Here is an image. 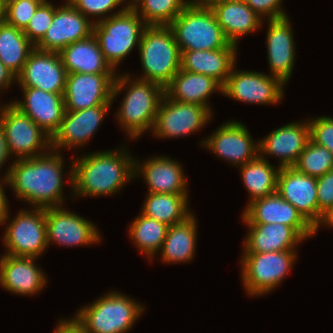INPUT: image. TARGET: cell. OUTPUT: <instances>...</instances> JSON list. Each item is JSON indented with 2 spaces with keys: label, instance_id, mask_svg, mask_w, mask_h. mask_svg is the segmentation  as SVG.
I'll use <instances>...</instances> for the list:
<instances>
[{
  "label": "cell",
  "instance_id": "obj_9",
  "mask_svg": "<svg viewBox=\"0 0 333 333\" xmlns=\"http://www.w3.org/2000/svg\"><path fill=\"white\" fill-rule=\"evenodd\" d=\"M0 126L9 154L15 159L41 156L51 150V137L11 102L0 106Z\"/></svg>",
  "mask_w": 333,
  "mask_h": 333
},
{
  "label": "cell",
  "instance_id": "obj_39",
  "mask_svg": "<svg viewBox=\"0 0 333 333\" xmlns=\"http://www.w3.org/2000/svg\"><path fill=\"white\" fill-rule=\"evenodd\" d=\"M56 7L45 0L35 11L28 25L23 30L28 40L35 46L50 27Z\"/></svg>",
  "mask_w": 333,
  "mask_h": 333
},
{
  "label": "cell",
  "instance_id": "obj_43",
  "mask_svg": "<svg viewBox=\"0 0 333 333\" xmlns=\"http://www.w3.org/2000/svg\"><path fill=\"white\" fill-rule=\"evenodd\" d=\"M317 199L319 204V222L323 213L333 205V170L316 178Z\"/></svg>",
  "mask_w": 333,
  "mask_h": 333
},
{
  "label": "cell",
  "instance_id": "obj_5",
  "mask_svg": "<svg viewBox=\"0 0 333 333\" xmlns=\"http://www.w3.org/2000/svg\"><path fill=\"white\" fill-rule=\"evenodd\" d=\"M144 309L142 303L111 291L79 309L73 318L86 333H127Z\"/></svg>",
  "mask_w": 333,
  "mask_h": 333
},
{
  "label": "cell",
  "instance_id": "obj_24",
  "mask_svg": "<svg viewBox=\"0 0 333 333\" xmlns=\"http://www.w3.org/2000/svg\"><path fill=\"white\" fill-rule=\"evenodd\" d=\"M36 259L3 254L0 258L1 288L26 296L42 290L47 284V279L42 269L36 266Z\"/></svg>",
  "mask_w": 333,
  "mask_h": 333
},
{
  "label": "cell",
  "instance_id": "obj_32",
  "mask_svg": "<svg viewBox=\"0 0 333 333\" xmlns=\"http://www.w3.org/2000/svg\"><path fill=\"white\" fill-rule=\"evenodd\" d=\"M188 194L148 193L141 213L172 226L185 221L193 213L188 209Z\"/></svg>",
  "mask_w": 333,
  "mask_h": 333
},
{
  "label": "cell",
  "instance_id": "obj_35",
  "mask_svg": "<svg viewBox=\"0 0 333 333\" xmlns=\"http://www.w3.org/2000/svg\"><path fill=\"white\" fill-rule=\"evenodd\" d=\"M130 224L129 236L133 243L143 255L153 259L161 250L169 226L142 213Z\"/></svg>",
  "mask_w": 333,
  "mask_h": 333
},
{
  "label": "cell",
  "instance_id": "obj_30",
  "mask_svg": "<svg viewBox=\"0 0 333 333\" xmlns=\"http://www.w3.org/2000/svg\"><path fill=\"white\" fill-rule=\"evenodd\" d=\"M223 94V86L210 76L193 73L180 69L172 81L165 87V94L172 100L197 104L212 108L208 105L213 92Z\"/></svg>",
  "mask_w": 333,
  "mask_h": 333
},
{
  "label": "cell",
  "instance_id": "obj_20",
  "mask_svg": "<svg viewBox=\"0 0 333 333\" xmlns=\"http://www.w3.org/2000/svg\"><path fill=\"white\" fill-rule=\"evenodd\" d=\"M111 105L65 111L58 131L51 138V149L80 148L95 134ZM107 113V114H106Z\"/></svg>",
  "mask_w": 333,
  "mask_h": 333
},
{
  "label": "cell",
  "instance_id": "obj_4",
  "mask_svg": "<svg viewBox=\"0 0 333 333\" xmlns=\"http://www.w3.org/2000/svg\"><path fill=\"white\" fill-rule=\"evenodd\" d=\"M143 75L164 88L181 69V52L168 25H147L138 47Z\"/></svg>",
  "mask_w": 333,
  "mask_h": 333
},
{
  "label": "cell",
  "instance_id": "obj_51",
  "mask_svg": "<svg viewBox=\"0 0 333 333\" xmlns=\"http://www.w3.org/2000/svg\"><path fill=\"white\" fill-rule=\"evenodd\" d=\"M11 1H13V0H1V2H2L4 5H6L7 3L11 2Z\"/></svg>",
  "mask_w": 333,
  "mask_h": 333
},
{
  "label": "cell",
  "instance_id": "obj_17",
  "mask_svg": "<svg viewBox=\"0 0 333 333\" xmlns=\"http://www.w3.org/2000/svg\"><path fill=\"white\" fill-rule=\"evenodd\" d=\"M58 7L55 9L50 27L35 48L60 52L69 44L86 39L93 34L94 21H90L91 19L85 17L67 0L65 4Z\"/></svg>",
  "mask_w": 333,
  "mask_h": 333
},
{
  "label": "cell",
  "instance_id": "obj_12",
  "mask_svg": "<svg viewBox=\"0 0 333 333\" xmlns=\"http://www.w3.org/2000/svg\"><path fill=\"white\" fill-rule=\"evenodd\" d=\"M231 69L226 84L223 86V94L240 102L253 104H278L284 97V84L271 75Z\"/></svg>",
  "mask_w": 333,
  "mask_h": 333
},
{
  "label": "cell",
  "instance_id": "obj_41",
  "mask_svg": "<svg viewBox=\"0 0 333 333\" xmlns=\"http://www.w3.org/2000/svg\"><path fill=\"white\" fill-rule=\"evenodd\" d=\"M310 139L333 152V117L320 116L309 119Z\"/></svg>",
  "mask_w": 333,
  "mask_h": 333
},
{
  "label": "cell",
  "instance_id": "obj_34",
  "mask_svg": "<svg viewBox=\"0 0 333 333\" xmlns=\"http://www.w3.org/2000/svg\"><path fill=\"white\" fill-rule=\"evenodd\" d=\"M239 168L243 184L250 194L249 203L277 192L280 168H275L267 159L258 155Z\"/></svg>",
  "mask_w": 333,
  "mask_h": 333
},
{
  "label": "cell",
  "instance_id": "obj_18",
  "mask_svg": "<svg viewBox=\"0 0 333 333\" xmlns=\"http://www.w3.org/2000/svg\"><path fill=\"white\" fill-rule=\"evenodd\" d=\"M242 219L245 224L280 223L291 226L304 240L315 235V229L298 210L277 192L247 203Z\"/></svg>",
  "mask_w": 333,
  "mask_h": 333
},
{
  "label": "cell",
  "instance_id": "obj_44",
  "mask_svg": "<svg viewBox=\"0 0 333 333\" xmlns=\"http://www.w3.org/2000/svg\"><path fill=\"white\" fill-rule=\"evenodd\" d=\"M54 333H86L85 329L74 318L61 319Z\"/></svg>",
  "mask_w": 333,
  "mask_h": 333
},
{
  "label": "cell",
  "instance_id": "obj_11",
  "mask_svg": "<svg viewBox=\"0 0 333 333\" xmlns=\"http://www.w3.org/2000/svg\"><path fill=\"white\" fill-rule=\"evenodd\" d=\"M212 113L205 106L172 100L165 94L151 132L162 139L188 136L208 124Z\"/></svg>",
  "mask_w": 333,
  "mask_h": 333
},
{
  "label": "cell",
  "instance_id": "obj_47",
  "mask_svg": "<svg viewBox=\"0 0 333 333\" xmlns=\"http://www.w3.org/2000/svg\"><path fill=\"white\" fill-rule=\"evenodd\" d=\"M6 138L4 136L3 129L0 126V169L4 165V163L7 161L8 158H10Z\"/></svg>",
  "mask_w": 333,
  "mask_h": 333
},
{
  "label": "cell",
  "instance_id": "obj_38",
  "mask_svg": "<svg viewBox=\"0 0 333 333\" xmlns=\"http://www.w3.org/2000/svg\"><path fill=\"white\" fill-rule=\"evenodd\" d=\"M45 0H13L5 5L4 21L24 30L37 8Z\"/></svg>",
  "mask_w": 333,
  "mask_h": 333
},
{
  "label": "cell",
  "instance_id": "obj_26",
  "mask_svg": "<svg viewBox=\"0 0 333 333\" xmlns=\"http://www.w3.org/2000/svg\"><path fill=\"white\" fill-rule=\"evenodd\" d=\"M237 45L216 50H190L181 52V69L210 76L222 86L227 82L231 69L236 64Z\"/></svg>",
  "mask_w": 333,
  "mask_h": 333
},
{
  "label": "cell",
  "instance_id": "obj_50",
  "mask_svg": "<svg viewBox=\"0 0 333 333\" xmlns=\"http://www.w3.org/2000/svg\"><path fill=\"white\" fill-rule=\"evenodd\" d=\"M5 5L0 0V23L4 21Z\"/></svg>",
  "mask_w": 333,
  "mask_h": 333
},
{
  "label": "cell",
  "instance_id": "obj_46",
  "mask_svg": "<svg viewBox=\"0 0 333 333\" xmlns=\"http://www.w3.org/2000/svg\"><path fill=\"white\" fill-rule=\"evenodd\" d=\"M14 81L16 82V76L0 62V91L12 86Z\"/></svg>",
  "mask_w": 333,
  "mask_h": 333
},
{
  "label": "cell",
  "instance_id": "obj_45",
  "mask_svg": "<svg viewBox=\"0 0 333 333\" xmlns=\"http://www.w3.org/2000/svg\"><path fill=\"white\" fill-rule=\"evenodd\" d=\"M3 181H2V180ZM0 179V225H3L7 219H9V205H8V200L7 196L5 195V190L4 186L8 184L7 178L3 177ZM5 184V185H3ZM3 223V224H2Z\"/></svg>",
  "mask_w": 333,
  "mask_h": 333
},
{
  "label": "cell",
  "instance_id": "obj_14",
  "mask_svg": "<svg viewBox=\"0 0 333 333\" xmlns=\"http://www.w3.org/2000/svg\"><path fill=\"white\" fill-rule=\"evenodd\" d=\"M117 74H67L64 92L66 111H77L99 105H112Z\"/></svg>",
  "mask_w": 333,
  "mask_h": 333
},
{
  "label": "cell",
  "instance_id": "obj_3",
  "mask_svg": "<svg viewBox=\"0 0 333 333\" xmlns=\"http://www.w3.org/2000/svg\"><path fill=\"white\" fill-rule=\"evenodd\" d=\"M125 88L126 94L118 107L119 110L116 111V120L127 136L129 135L128 138L138 139L143 133L152 130L157 111L165 95V88L155 82L137 78L132 80L130 75L117 74L112 100H115Z\"/></svg>",
  "mask_w": 333,
  "mask_h": 333
},
{
  "label": "cell",
  "instance_id": "obj_29",
  "mask_svg": "<svg viewBox=\"0 0 333 333\" xmlns=\"http://www.w3.org/2000/svg\"><path fill=\"white\" fill-rule=\"evenodd\" d=\"M59 54L67 74H117L105 59L93 34L86 39L69 44Z\"/></svg>",
  "mask_w": 333,
  "mask_h": 333
},
{
  "label": "cell",
  "instance_id": "obj_36",
  "mask_svg": "<svg viewBox=\"0 0 333 333\" xmlns=\"http://www.w3.org/2000/svg\"><path fill=\"white\" fill-rule=\"evenodd\" d=\"M187 5V0H132L130 2V6L146 25H169Z\"/></svg>",
  "mask_w": 333,
  "mask_h": 333
},
{
  "label": "cell",
  "instance_id": "obj_2",
  "mask_svg": "<svg viewBox=\"0 0 333 333\" xmlns=\"http://www.w3.org/2000/svg\"><path fill=\"white\" fill-rule=\"evenodd\" d=\"M70 164L68 181L73 197L119 193L135 177V159L126 148L92 152L76 157Z\"/></svg>",
  "mask_w": 333,
  "mask_h": 333
},
{
  "label": "cell",
  "instance_id": "obj_33",
  "mask_svg": "<svg viewBox=\"0 0 333 333\" xmlns=\"http://www.w3.org/2000/svg\"><path fill=\"white\" fill-rule=\"evenodd\" d=\"M34 48L23 30L5 21L0 23V62L16 77Z\"/></svg>",
  "mask_w": 333,
  "mask_h": 333
},
{
  "label": "cell",
  "instance_id": "obj_10",
  "mask_svg": "<svg viewBox=\"0 0 333 333\" xmlns=\"http://www.w3.org/2000/svg\"><path fill=\"white\" fill-rule=\"evenodd\" d=\"M20 210L9 221L3 235L4 254L17 257L41 256L47 244L45 209Z\"/></svg>",
  "mask_w": 333,
  "mask_h": 333
},
{
  "label": "cell",
  "instance_id": "obj_8",
  "mask_svg": "<svg viewBox=\"0 0 333 333\" xmlns=\"http://www.w3.org/2000/svg\"><path fill=\"white\" fill-rule=\"evenodd\" d=\"M295 251L243 253L241 279L246 292L259 297L279 286L296 261Z\"/></svg>",
  "mask_w": 333,
  "mask_h": 333
},
{
  "label": "cell",
  "instance_id": "obj_31",
  "mask_svg": "<svg viewBox=\"0 0 333 333\" xmlns=\"http://www.w3.org/2000/svg\"><path fill=\"white\" fill-rule=\"evenodd\" d=\"M197 220L192 214L185 221L169 226L161 250L164 263H188L195 256Z\"/></svg>",
  "mask_w": 333,
  "mask_h": 333
},
{
  "label": "cell",
  "instance_id": "obj_48",
  "mask_svg": "<svg viewBox=\"0 0 333 333\" xmlns=\"http://www.w3.org/2000/svg\"><path fill=\"white\" fill-rule=\"evenodd\" d=\"M323 224L324 226L328 225L330 227H333V205L323 213L321 221L319 222L318 226L315 228V235L317 234V231L320 228V226H322Z\"/></svg>",
  "mask_w": 333,
  "mask_h": 333
},
{
  "label": "cell",
  "instance_id": "obj_7",
  "mask_svg": "<svg viewBox=\"0 0 333 333\" xmlns=\"http://www.w3.org/2000/svg\"><path fill=\"white\" fill-rule=\"evenodd\" d=\"M146 26L131 6L119 14L94 23L93 35L105 59L115 70L135 46L139 47Z\"/></svg>",
  "mask_w": 333,
  "mask_h": 333
},
{
  "label": "cell",
  "instance_id": "obj_19",
  "mask_svg": "<svg viewBox=\"0 0 333 333\" xmlns=\"http://www.w3.org/2000/svg\"><path fill=\"white\" fill-rule=\"evenodd\" d=\"M316 178L297 171L294 167L279 169L277 193L292 204L315 229L319 224V204Z\"/></svg>",
  "mask_w": 333,
  "mask_h": 333
},
{
  "label": "cell",
  "instance_id": "obj_49",
  "mask_svg": "<svg viewBox=\"0 0 333 333\" xmlns=\"http://www.w3.org/2000/svg\"><path fill=\"white\" fill-rule=\"evenodd\" d=\"M220 0H188V4L196 6H210L212 3Z\"/></svg>",
  "mask_w": 333,
  "mask_h": 333
},
{
  "label": "cell",
  "instance_id": "obj_22",
  "mask_svg": "<svg viewBox=\"0 0 333 333\" xmlns=\"http://www.w3.org/2000/svg\"><path fill=\"white\" fill-rule=\"evenodd\" d=\"M23 100L11 102L30 117L51 138L58 131L65 113L64 94L39 88H21Z\"/></svg>",
  "mask_w": 333,
  "mask_h": 333
},
{
  "label": "cell",
  "instance_id": "obj_6",
  "mask_svg": "<svg viewBox=\"0 0 333 333\" xmlns=\"http://www.w3.org/2000/svg\"><path fill=\"white\" fill-rule=\"evenodd\" d=\"M168 26L174 33L180 52L216 50L231 44L209 6L188 4Z\"/></svg>",
  "mask_w": 333,
  "mask_h": 333
},
{
  "label": "cell",
  "instance_id": "obj_1",
  "mask_svg": "<svg viewBox=\"0 0 333 333\" xmlns=\"http://www.w3.org/2000/svg\"><path fill=\"white\" fill-rule=\"evenodd\" d=\"M64 161L62 154L51 149L41 156L16 159L4 175L17 198L33 208L60 207L64 202Z\"/></svg>",
  "mask_w": 333,
  "mask_h": 333
},
{
  "label": "cell",
  "instance_id": "obj_37",
  "mask_svg": "<svg viewBox=\"0 0 333 333\" xmlns=\"http://www.w3.org/2000/svg\"><path fill=\"white\" fill-rule=\"evenodd\" d=\"M293 167L311 177H321L333 170V152L310 139Z\"/></svg>",
  "mask_w": 333,
  "mask_h": 333
},
{
  "label": "cell",
  "instance_id": "obj_13",
  "mask_svg": "<svg viewBox=\"0 0 333 333\" xmlns=\"http://www.w3.org/2000/svg\"><path fill=\"white\" fill-rule=\"evenodd\" d=\"M67 71L59 52L34 48L22 71L16 77L21 88H39L43 91L64 94Z\"/></svg>",
  "mask_w": 333,
  "mask_h": 333
},
{
  "label": "cell",
  "instance_id": "obj_42",
  "mask_svg": "<svg viewBox=\"0 0 333 333\" xmlns=\"http://www.w3.org/2000/svg\"><path fill=\"white\" fill-rule=\"evenodd\" d=\"M245 3L259 16L268 20L288 17L281 3L283 0H244Z\"/></svg>",
  "mask_w": 333,
  "mask_h": 333
},
{
  "label": "cell",
  "instance_id": "obj_21",
  "mask_svg": "<svg viewBox=\"0 0 333 333\" xmlns=\"http://www.w3.org/2000/svg\"><path fill=\"white\" fill-rule=\"evenodd\" d=\"M310 140V125L306 122H293L281 126L258 141L259 155L279 157V168L293 167L299 155ZM263 154V155H262Z\"/></svg>",
  "mask_w": 333,
  "mask_h": 333
},
{
  "label": "cell",
  "instance_id": "obj_40",
  "mask_svg": "<svg viewBox=\"0 0 333 333\" xmlns=\"http://www.w3.org/2000/svg\"><path fill=\"white\" fill-rule=\"evenodd\" d=\"M67 1L77 10H79L85 17L87 18L89 17V19L91 16L93 17L97 16V18L99 17L97 20H94V23L103 20L105 18L111 17L113 15L119 14L125 11L130 6V2L128 4H125L124 1L126 0H67ZM123 3L126 6H122L121 7L122 9H119V11L115 12L114 14L110 15L108 14L113 10H116L115 8H117Z\"/></svg>",
  "mask_w": 333,
  "mask_h": 333
},
{
  "label": "cell",
  "instance_id": "obj_16",
  "mask_svg": "<svg viewBox=\"0 0 333 333\" xmlns=\"http://www.w3.org/2000/svg\"><path fill=\"white\" fill-rule=\"evenodd\" d=\"M200 145L238 167L259 155V143H255L246 126L236 120L221 125Z\"/></svg>",
  "mask_w": 333,
  "mask_h": 333
},
{
  "label": "cell",
  "instance_id": "obj_25",
  "mask_svg": "<svg viewBox=\"0 0 333 333\" xmlns=\"http://www.w3.org/2000/svg\"><path fill=\"white\" fill-rule=\"evenodd\" d=\"M135 177L142 175L148 193L187 194V179L178 161L168 156H154L139 164L135 159ZM139 173V174H138Z\"/></svg>",
  "mask_w": 333,
  "mask_h": 333
},
{
  "label": "cell",
  "instance_id": "obj_27",
  "mask_svg": "<svg viewBox=\"0 0 333 333\" xmlns=\"http://www.w3.org/2000/svg\"><path fill=\"white\" fill-rule=\"evenodd\" d=\"M226 38L238 46L239 37L260 28L263 19L244 0H220L210 6Z\"/></svg>",
  "mask_w": 333,
  "mask_h": 333
},
{
  "label": "cell",
  "instance_id": "obj_28",
  "mask_svg": "<svg viewBox=\"0 0 333 333\" xmlns=\"http://www.w3.org/2000/svg\"><path fill=\"white\" fill-rule=\"evenodd\" d=\"M248 233L244 239L243 253H266L296 250L304 239L288 225L280 223L246 224Z\"/></svg>",
  "mask_w": 333,
  "mask_h": 333
},
{
  "label": "cell",
  "instance_id": "obj_23",
  "mask_svg": "<svg viewBox=\"0 0 333 333\" xmlns=\"http://www.w3.org/2000/svg\"><path fill=\"white\" fill-rule=\"evenodd\" d=\"M267 25L266 44L270 75L285 85L294 68V32L288 17L268 20Z\"/></svg>",
  "mask_w": 333,
  "mask_h": 333
},
{
  "label": "cell",
  "instance_id": "obj_15",
  "mask_svg": "<svg viewBox=\"0 0 333 333\" xmlns=\"http://www.w3.org/2000/svg\"><path fill=\"white\" fill-rule=\"evenodd\" d=\"M45 218L48 247L52 242L70 247L97 244L101 240L95 224L61 206L45 209Z\"/></svg>",
  "mask_w": 333,
  "mask_h": 333
}]
</instances>
